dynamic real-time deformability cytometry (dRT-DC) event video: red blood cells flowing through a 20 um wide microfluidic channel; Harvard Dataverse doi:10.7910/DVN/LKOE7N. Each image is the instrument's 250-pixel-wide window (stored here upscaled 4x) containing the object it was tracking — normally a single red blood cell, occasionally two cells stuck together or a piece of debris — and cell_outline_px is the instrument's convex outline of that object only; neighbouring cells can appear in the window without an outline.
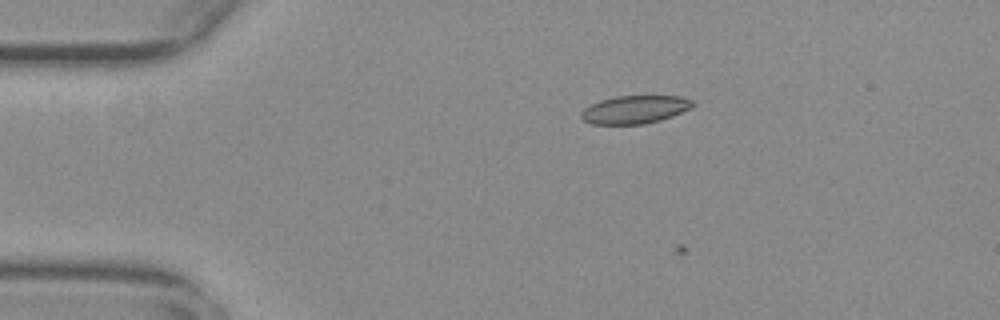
{"species": "common noctule bat (a hibernating species)", "species_latin": "Nyctalus noctula", "temperature_condition": "warm", "stored_images_in_passage": 13, "camera_frame_rate_fps": 3000, "um_per_image_px": 0.085, "animal": {"sex": "female", "body_mass_g": 29.2, "forearm_length_mm": 56.3}, "frame": {"image": 1, "passage_image": 12, "time_ms": 3.667, "image_size_px": [1000, 320], "cell_outline_px": [[696, 104], [692, 108], [672, 116], [660, 120], [644, 124], [592, 124], [584, 120], [580, 116], [580, 112], [584, 108], [600, 100], [616, 96], [680, 96], [692, 100]], "centroid_in_image_um": [53.97, 9.31], "position_along_channel_um": 31.0, "area_um2": 18.26}}